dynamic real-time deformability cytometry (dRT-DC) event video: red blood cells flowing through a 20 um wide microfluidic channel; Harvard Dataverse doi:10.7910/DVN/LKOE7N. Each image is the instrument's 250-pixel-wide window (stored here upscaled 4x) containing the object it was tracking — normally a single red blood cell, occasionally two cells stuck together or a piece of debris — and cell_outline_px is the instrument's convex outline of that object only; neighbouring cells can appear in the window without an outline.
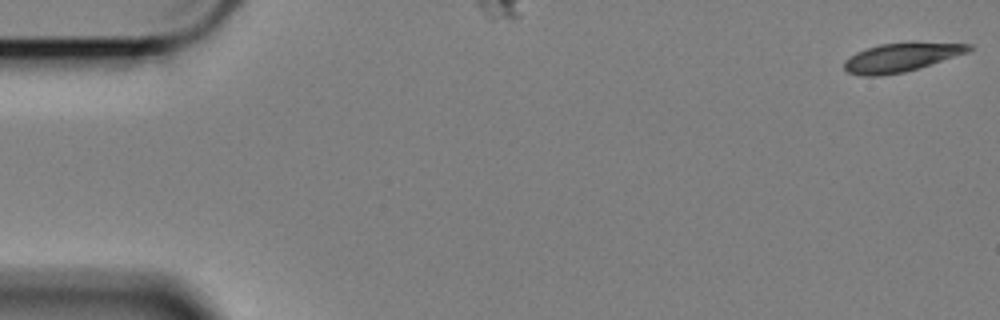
{"species": "Egyptian fruit bat (a non-hibernating species)", "species_latin": "Rousettus aegyptiacus", "temperature_condition": "cold", "stored_images_in_passage": 15, "camera_frame_rate_fps": 3000, "um_per_image_px": 0.085, "animal": {"sex": "female"}, "frame": {"image": 1, "passage_image": 1, "time_ms": 0.0, "image_size_px": [1000, 320], "cell_outline_px": [[976, 48], [968, 52], [904, 72], [880, 76], [864, 76], [848, 72], [844, 68], [844, 60], [856, 52], [880, 44], [912, 40], [972, 44]], "centroid_in_image_um": [76.65, 4.83], "position_along_channel_um": 8.3, "area_um2": 21.33}}
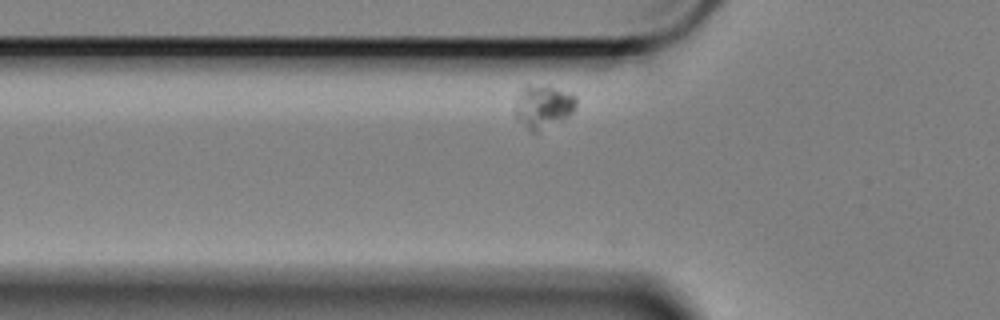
{"frame": {"image": 2, "passage_image": 8, "time_ms": 2.333, "image_size_px": [1000, 320], "cell_outline_px": [[576, 108], [568, 116], [536, 132], [532, 132], [516, 116], [516, 108], [520, 92], [524, 84], [528, 84], [556, 88], [572, 92], [576, 96]], "centroid_in_image_um": [46.22, 9.01], "position_along_channel_um": 79.6, "area_um2": 14.91}}
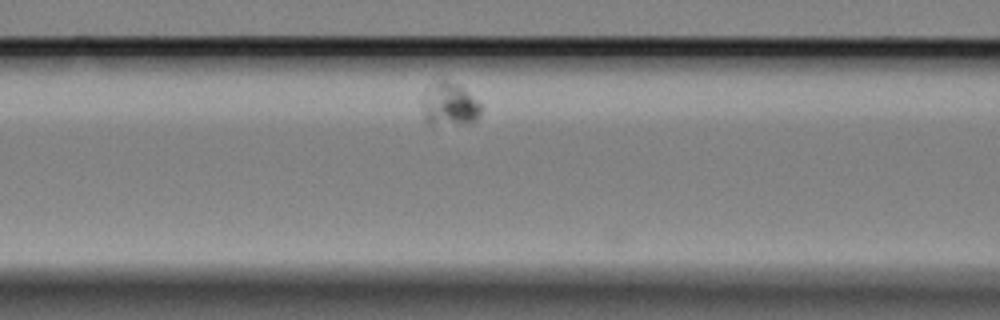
{"frame": {"image": 3, "passage_image": 13, "time_ms": 4.0, "image_size_px": [1000, 320], "cell_outline_px": [[484, 108], [480, 116], [476, 120], [468, 124], [428, 124], [424, 120], [420, 100], [436, 80], [440, 76], [444, 76], [464, 88]], "centroid_in_image_um": [38.2, 8.85], "position_along_channel_um": 128.4, "area_um2": 15.37}}